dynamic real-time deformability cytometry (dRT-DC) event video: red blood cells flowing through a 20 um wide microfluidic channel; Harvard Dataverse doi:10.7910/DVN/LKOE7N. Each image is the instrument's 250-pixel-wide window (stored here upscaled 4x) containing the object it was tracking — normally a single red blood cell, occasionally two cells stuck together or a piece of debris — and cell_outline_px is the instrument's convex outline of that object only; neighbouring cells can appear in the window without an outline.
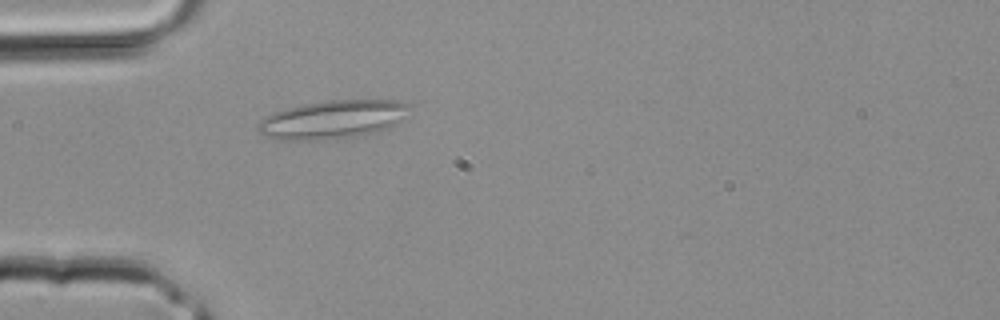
{"species": "common noctule bat (a hibernating species)", "species_latin": "Nyctalus noctula", "temperature_condition": "room temperature", "stored_images_in_passage": 1, "camera_frame_rate_fps": 3000, "um_per_image_px": 0.085, "animal": {"sex": "male", "body_mass_g": 20.4}, "frame": {"image": 1, "passage_image": 1, "time_ms": 0.0, "image_size_px": [1000, 320], "cell_outline_px": [[412, 108], [392, 128], [364, 136], [316, 140], [280, 140], [264, 136], [256, 128], [256, 124], [260, 120], [272, 112], [304, 104], [328, 100], [396, 100], [412, 104]], "centroid_in_image_um": [28.31, 10.17], "position_along_channel_um": 56.7, "area_um2": 34.45}}